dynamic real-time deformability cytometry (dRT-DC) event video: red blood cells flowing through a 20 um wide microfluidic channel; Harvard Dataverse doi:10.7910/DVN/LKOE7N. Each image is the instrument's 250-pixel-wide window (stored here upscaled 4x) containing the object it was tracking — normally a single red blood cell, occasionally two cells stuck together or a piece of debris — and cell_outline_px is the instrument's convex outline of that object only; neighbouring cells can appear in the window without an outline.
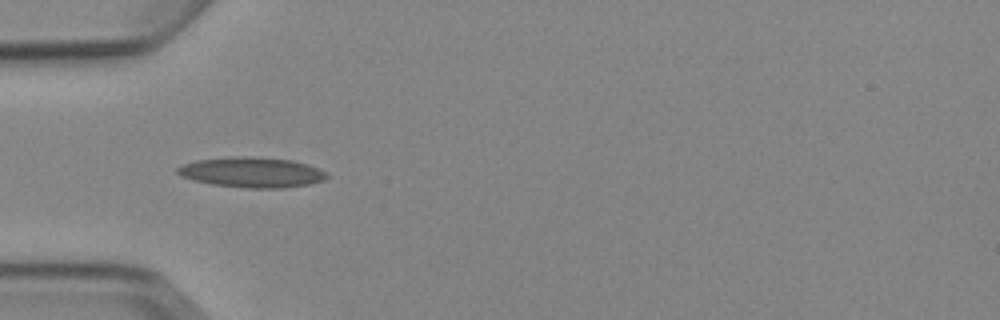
{"species": "Egyptian fruit bat (a non-hibernating species)", "species_latin": "Rousettus aegyptiacus", "temperature_condition": "cold", "stored_images_in_passage": 8, "camera_frame_rate_fps": 3000, "um_per_image_px": 0.085, "animal": {"sex": "female"}, "frame": {"image": 1, "passage_image": 4, "time_ms": 3.667, "image_size_px": [1000, 320], "cell_outline_px": [[328, 176], [324, 180], [308, 184], [284, 188], [248, 188], [212, 184], [192, 180], [180, 176], [176, 172], [176, 168], [184, 164], [196, 160], [232, 156], [252, 156], [292, 160], [308, 164], [328, 172]], "centroid_in_image_um": [21.4, 14.64], "position_along_channel_um": 63.6, "area_um2": 26.53}}
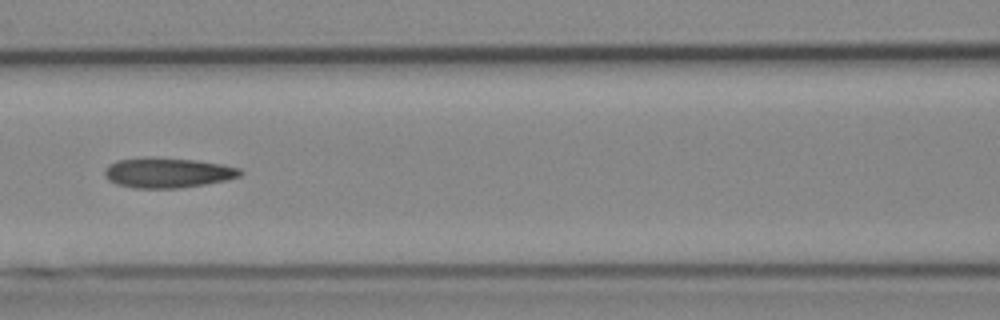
{"frame": {"image": 2, "passage_image": 6, "time_ms": 6.0, "image_size_px": [1000, 320], "cell_outline_px": [[244, 172], [240, 176], [228, 180], [180, 188], [136, 188], [116, 184], [108, 180], [104, 176], [104, 168], [108, 164], [116, 160], [196, 160], [220, 164], [240, 168]], "centroid_in_image_um": [14.27, 14.73], "position_along_channel_um": 152.3, "area_um2": 22.95}}
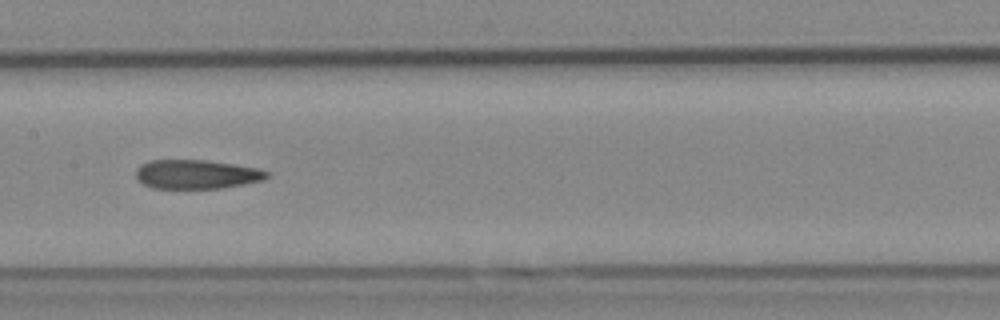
{"frame": {"image": 3, "passage_image": 7, "time_ms": 7.0, "image_size_px": [1000, 320], "cell_outline_px": [[272, 172], [264, 180], [244, 184], [220, 188], [152, 188], [136, 180], [136, 168], [140, 164], [148, 160], [204, 160], [232, 164], [256, 168]], "centroid_in_image_um": [16.68, 14.81], "position_along_channel_um": 190.7, "area_um2": 22.25}}